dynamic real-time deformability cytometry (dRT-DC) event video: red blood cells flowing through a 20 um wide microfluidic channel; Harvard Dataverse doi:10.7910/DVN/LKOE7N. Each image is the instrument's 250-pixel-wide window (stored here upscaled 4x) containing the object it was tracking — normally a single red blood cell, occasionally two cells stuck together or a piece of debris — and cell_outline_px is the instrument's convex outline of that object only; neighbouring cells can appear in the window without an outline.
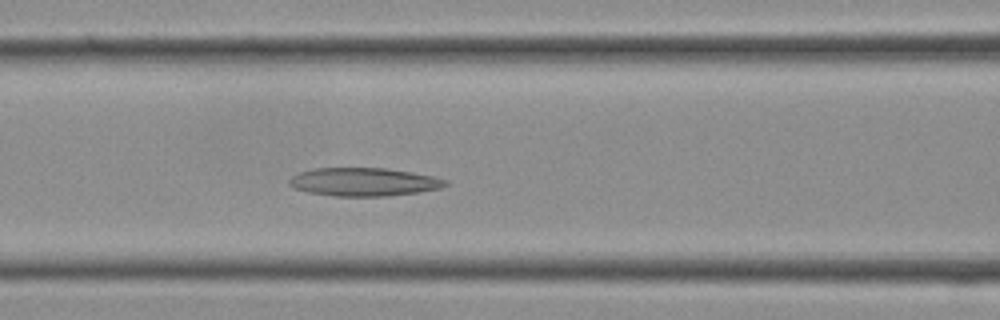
{"species": "Egyptian fruit bat (a non-hibernating species)", "species_latin": "Rousettus aegyptiacus", "temperature_condition": "cold", "stored_images_in_passage": 14, "camera_frame_rate_fps": 3000, "um_per_image_px": 0.085, "frame": {"image": 1, "passage_image": 12, "time_ms": 3.667, "image_size_px": [1000, 320], "cell_outline_px": [[448, 184], [440, 188], [416, 192], [388, 196], [332, 196], [308, 192], [292, 188], [288, 184], [288, 180], [296, 172], [312, 168], [388, 168], [412, 172], [432, 176], [448, 180]], "centroid_in_image_um": [30.86, 15.45], "position_along_channel_um": 135.7, "area_um2": 25.95}}
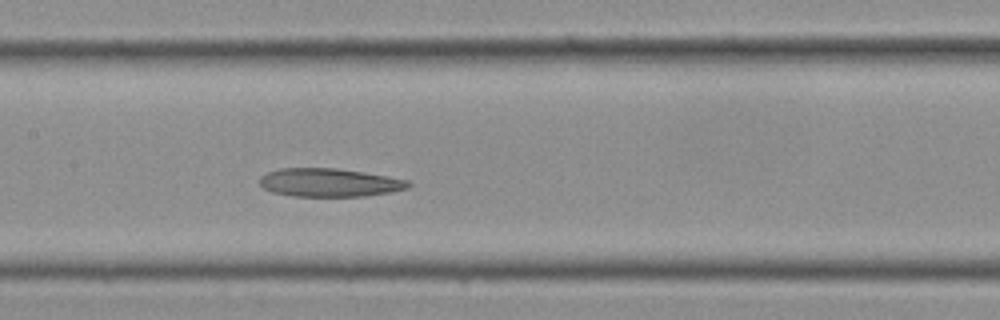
{"frame": {"image": 2, "passage_image": 14, "time_ms": 4.333, "image_size_px": [1000, 320], "cell_outline_px": [[412, 184], [408, 188], [392, 192], [364, 196], [292, 196], [272, 192], [264, 188], [260, 184], [260, 176], [268, 172], [280, 168], [336, 168], [388, 176], [408, 180]], "centroid_in_image_um": [28.01, 15.52], "position_along_channel_um": 179.4, "area_um2": 24.57}}